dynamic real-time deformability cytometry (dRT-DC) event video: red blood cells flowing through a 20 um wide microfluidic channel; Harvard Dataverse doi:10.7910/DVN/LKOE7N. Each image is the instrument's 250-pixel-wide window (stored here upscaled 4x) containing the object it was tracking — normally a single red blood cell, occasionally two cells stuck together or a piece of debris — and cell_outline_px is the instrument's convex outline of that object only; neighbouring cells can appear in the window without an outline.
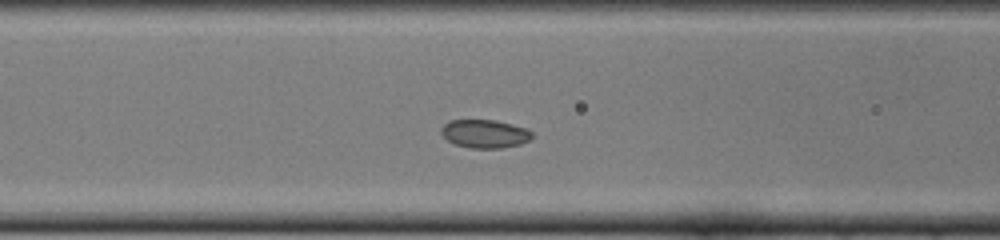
{"species": "common noctule bat (a hibernating species)", "species_latin": "Nyctalus noctula", "temperature_condition": "cold", "stored_images_in_passage": 48, "camera_frame_rate_fps": 3000, "um_per_image_px": 0.085, "animal": {"sex": "female", "body_mass_g": 22.0, "forearm_length_mm": 56.7}, "frame": {"image": 1, "passage_image": 16, "time_ms": 5.0, "image_size_px": [1000, 240], "cell_outline_px": [[532, 136], [528, 140], [520, 144], [500, 148], [472, 148], [456, 144], [448, 140], [440, 132], [440, 128], [448, 120], [496, 120], [528, 128], [532, 132]], "centroid_in_image_um": [41.2, 11.35], "position_along_channel_um": 125.4, "area_um2": 14.97}}
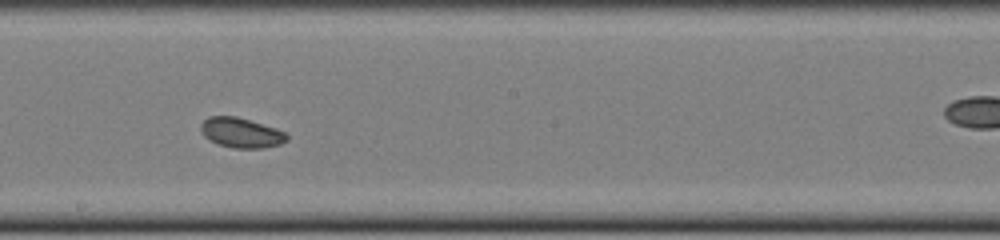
{"frame": {"image": 2, "passage_image": 24, "time_ms": 7.667, "image_size_px": [1000, 240], "cell_outline_px": [[288, 140], [280, 144], [264, 148], [232, 148], [216, 144], [208, 140], [204, 136], [200, 128], [200, 124], [208, 116], [236, 116], [276, 128], [284, 132], [288, 136]], "centroid_in_image_um": [20.47, 11.29], "position_along_channel_um": 227.7, "area_um2": 15.14}}
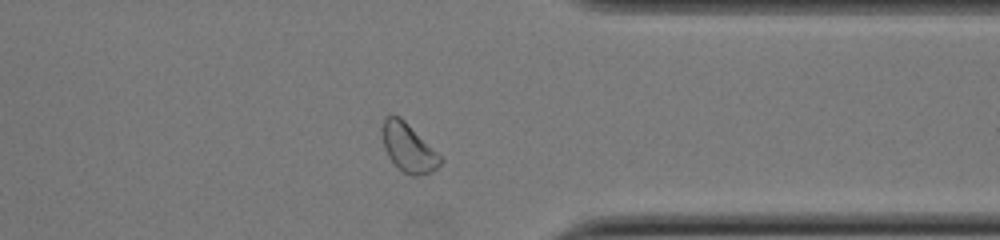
{"frame": {"image": 3, "passage_image": 36, "time_ms": 11.667, "image_size_px": [1000, 240], "cell_outline_px": [[444, 160], [432, 172], [416, 176], [412, 176], [404, 172], [388, 156], [384, 148], [380, 136], [380, 132], [384, 116], [400, 116]], "centroid_in_image_um": [34.66, 12.54], "position_along_channel_um": 376.7, "area_um2": 16.24}, "authors_computed_cell_mechanics": {"area_um2": 16.0395, "velocity_mm_per_s": 3.8543, "shape_relaxation_time_tau1_ms": 2.0194, "shape_relaxation_time_tau2_ms": 9.8348, "deformation_change_tau1": 0.0329, "deformation_change_tau2": 0.0848}}